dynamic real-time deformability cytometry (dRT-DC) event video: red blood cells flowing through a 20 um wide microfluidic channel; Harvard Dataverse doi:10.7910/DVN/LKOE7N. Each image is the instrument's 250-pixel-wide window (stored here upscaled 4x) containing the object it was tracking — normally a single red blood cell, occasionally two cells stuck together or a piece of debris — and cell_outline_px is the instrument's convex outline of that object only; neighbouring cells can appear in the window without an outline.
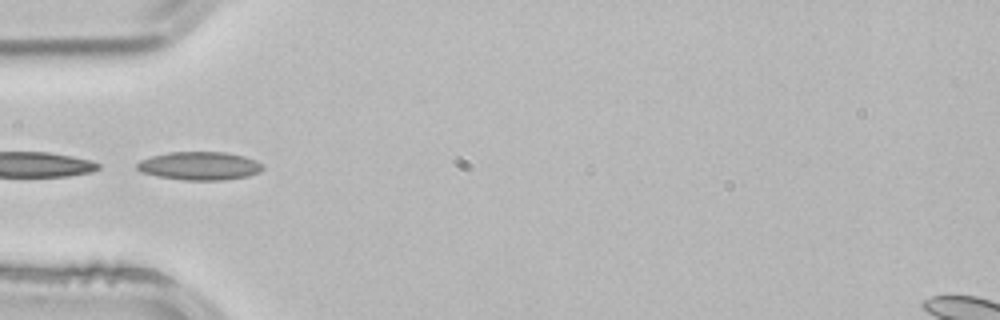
{"species": "common noctule bat (a hibernating species)", "species_latin": "Nyctalus noctula", "temperature_condition": "room temperature", "stored_images_in_passage": 3, "camera_frame_rate_fps": 3000, "um_per_image_px": 0.085, "animal": {"sex": "male", "body_mass_g": 21.5, "forearm_length_mm": 52.0}, "frame": {"image": 1, "passage_image": 3, "time_ms": 0.667, "image_size_px": [1000, 320], "cell_outline_px": [[264, 168], [260, 172], [248, 176], [224, 180], [184, 180], [156, 176], [140, 172], [136, 168], [136, 164], [140, 160], [152, 156], [168, 152], [228, 152], [244, 156], [256, 160], [264, 164]], "centroid_in_image_um": [16.98, 14.1], "position_along_channel_um": 68.0, "area_um2": 20.98}}